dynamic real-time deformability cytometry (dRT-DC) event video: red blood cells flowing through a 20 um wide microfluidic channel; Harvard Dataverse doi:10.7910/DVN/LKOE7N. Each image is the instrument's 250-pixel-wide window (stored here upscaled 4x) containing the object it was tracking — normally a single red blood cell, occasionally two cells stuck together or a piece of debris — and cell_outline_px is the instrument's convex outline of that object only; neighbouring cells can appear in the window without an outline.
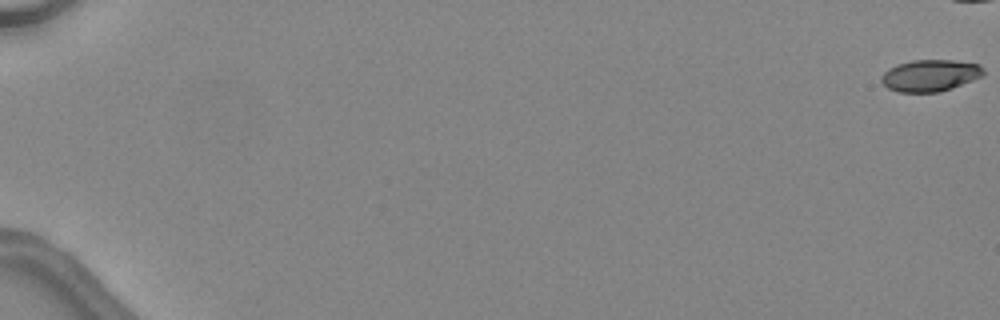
{"species": "common noctule bat (a hibernating species)", "species_latin": "Nyctalus noctula", "temperature_condition": "warm", "stored_images_in_passage": 14, "camera_frame_rate_fps": 3000, "um_per_image_px": 0.085, "animal": {"sex": "female", "body_mass_g": 24.6, "forearm_length_mm": 56.2}, "frame": {"image": 1, "passage_image": 1, "time_ms": 0.0, "image_size_px": [1000, 320], "cell_outline_px": [[984, 76], [952, 88], [940, 92], [900, 92], [888, 88], [880, 80], [880, 76], [888, 68], [896, 64], [912, 60], [952, 60], [980, 64], [984, 68]], "centroid_in_image_um": [79.07, 6.41], "position_along_channel_um": 5.9, "area_um2": 19.07}}